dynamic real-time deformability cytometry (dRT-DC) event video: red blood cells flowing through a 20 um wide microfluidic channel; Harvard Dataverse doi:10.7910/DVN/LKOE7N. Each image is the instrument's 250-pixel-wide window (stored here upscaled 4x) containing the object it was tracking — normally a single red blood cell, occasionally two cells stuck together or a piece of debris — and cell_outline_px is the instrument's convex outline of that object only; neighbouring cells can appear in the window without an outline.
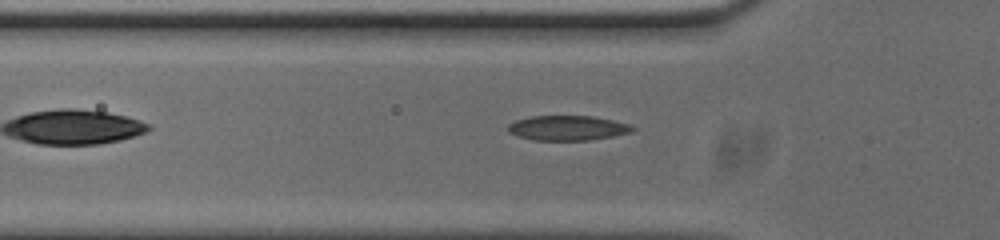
{"species": "common noctule bat (a hibernating species)", "species_latin": "Nyctalus noctula", "temperature_condition": "cold", "stored_images_in_passage": 32, "camera_frame_rate_fps": 3000, "um_per_image_px": 0.085, "animal": {"sex": "male", "body_mass_g": 20.0, "forearm_length_mm": 53.3}, "frame": {"image": 1, "passage_image": 5, "time_ms": 1.333, "image_size_px": [1000, 240], "cell_outline_px": [[636, 128], [632, 132], [612, 136], [588, 140], [532, 140], [508, 132], [508, 124], [516, 120], [532, 116], [592, 116], [632, 124]], "centroid_in_image_um": [48.27, 10.87], "position_along_channel_um": 77.5, "area_um2": 17.98}}
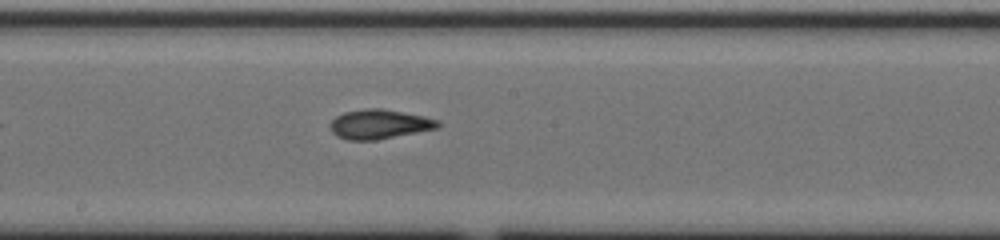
{"frame": {"image": 2, "passage_image": 16, "time_ms": 5.0, "image_size_px": [1000, 240], "cell_outline_px": [[440, 124], [436, 128], [376, 140], [348, 140], [336, 136], [332, 132], [328, 124], [336, 116], [344, 112], [368, 108], [380, 108], [424, 116], [440, 120]], "centroid_in_image_um": [32.2, 10.55], "position_along_channel_um": 216.0, "area_um2": 18.38}}
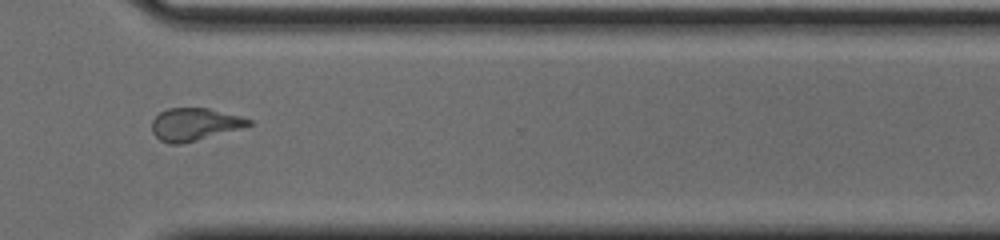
{"frame": {"image": 3, "passage_image": 27, "time_ms": 8.667, "image_size_px": [1000, 240], "cell_outline_px": [[252, 124], [240, 128], [196, 140], [180, 144], [168, 144], [160, 140], [152, 132], [152, 120], [160, 112], [168, 108], [208, 108], [240, 116], [252, 120]], "centroid_in_image_um": [16.5, 10.56], "position_along_channel_um": 354.1, "area_um2": 18.09}}